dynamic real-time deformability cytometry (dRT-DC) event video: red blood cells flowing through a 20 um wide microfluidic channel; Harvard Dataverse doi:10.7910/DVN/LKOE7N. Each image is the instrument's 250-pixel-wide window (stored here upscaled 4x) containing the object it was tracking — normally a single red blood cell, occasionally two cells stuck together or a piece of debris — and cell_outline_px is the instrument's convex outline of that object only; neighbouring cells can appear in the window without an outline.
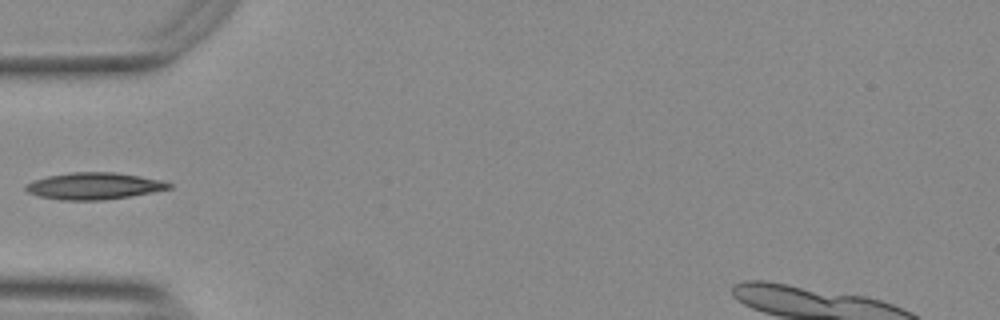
{"species": "Egyptian fruit bat (a non-hibernating species)", "species_latin": "Rousettus aegyptiacus", "temperature_condition": "warm", "stored_images_in_passage": 37, "camera_frame_rate_fps": 3000, "um_per_image_px": 0.085, "animal": {"sex": "female"}, "frame": {"image": 1, "passage_image": 1, "time_ms": 0.0, "image_size_px": [1000, 320], "cell_outline_px": [[172, 188], [152, 192], [104, 200], [60, 200], [40, 196], [28, 192], [24, 188], [28, 184], [36, 180], [48, 176], [72, 172], [116, 172], [140, 176], [160, 180], [172, 184]], "centroid_in_image_um": [8.01, 15.81], "position_along_channel_um": 77.0, "area_um2": 22.08}}
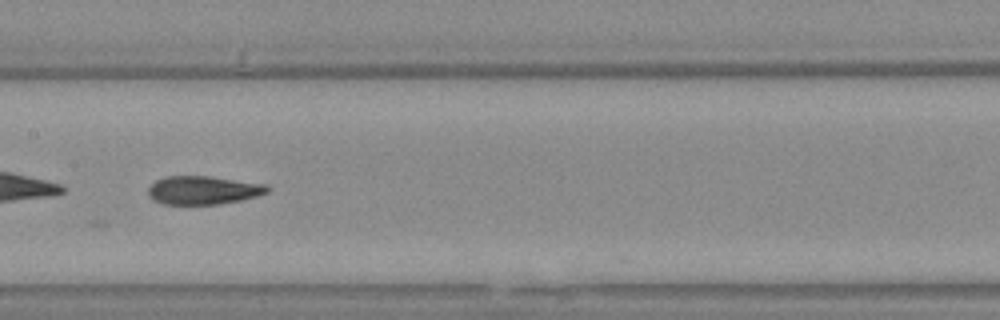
{"frame": {"image": 2, "passage_image": 10, "time_ms": 3.0, "image_size_px": [1000, 320], "cell_outline_px": [[268, 192], [256, 196], [240, 200], [220, 204], [160, 204], [152, 200], [148, 196], [148, 188], [156, 180], [168, 176], [208, 176], [268, 184]], "centroid_in_image_um": [17.24, 16.17], "position_along_channel_um": 190.2, "area_um2": 19.77}}